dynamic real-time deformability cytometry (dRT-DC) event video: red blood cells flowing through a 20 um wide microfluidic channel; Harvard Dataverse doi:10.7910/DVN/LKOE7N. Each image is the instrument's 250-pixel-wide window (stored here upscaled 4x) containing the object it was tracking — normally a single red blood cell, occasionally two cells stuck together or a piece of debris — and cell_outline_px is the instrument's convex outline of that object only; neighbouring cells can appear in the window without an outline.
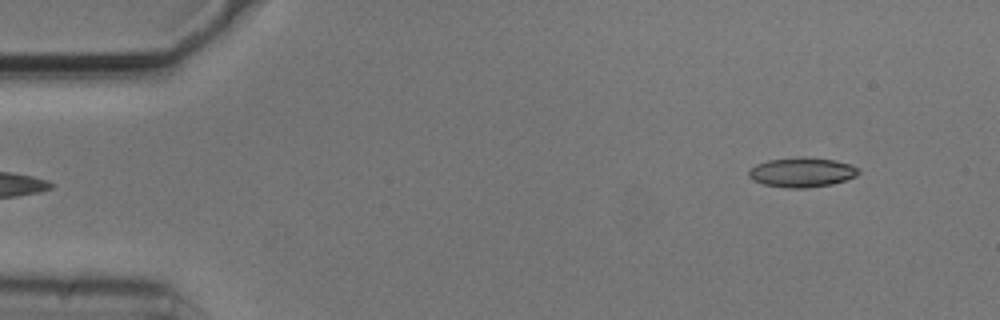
{"species": "common noctule bat (a hibernating species)", "species_latin": "Nyctalus noctula", "temperature_condition": "cold", "stored_images_in_passage": 6, "segment_of_instrument_passage": [2, 2], "camera_frame_rate_fps": 3000, "um_per_image_px": 0.085, "animal": {"sex": "male", "body_mass_g": 20.5, "forearm_length_mm": 52.5}, "frame": {"image": 1, "passage_image": 6, "time_ms": 1.667, "image_size_px": [1000, 320], "cell_outline_px": [[860, 172], [856, 176], [832, 184], [804, 188], [784, 188], [764, 184], [752, 180], [748, 176], [748, 168], [756, 164], [768, 160], [800, 156], [808, 156], [836, 160], [852, 164]], "centroid_in_image_um": [68.13, 14.63], "position_along_channel_um": 16.9, "area_um2": 19.25}}